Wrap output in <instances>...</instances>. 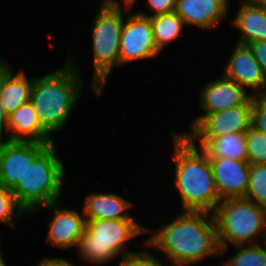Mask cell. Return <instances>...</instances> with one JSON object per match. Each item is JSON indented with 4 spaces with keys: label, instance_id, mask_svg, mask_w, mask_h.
Returning <instances> with one entry per match:
<instances>
[{
    "label": "cell",
    "instance_id": "cell-22",
    "mask_svg": "<svg viewBox=\"0 0 266 266\" xmlns=\"http://www.w3.org/2000/svg\"><path fill=\"white\" fill-rule=\"evenodd\" d=\"M236 254L219 266H266V248L261 243L236 245Z\"/></svg>",
    "mask_w": 266,
    "mask_h": 266
},
{
    "label": "cell",
    "instance_id": "cell-34",
    "mask_svg": "<svg viewBox=\"0 0 266 266\" xmlns=\"http://www.w3.org/2000/svg\"><path fill=\"white\" fill-rule=\"evenodd\" d=\"M259 96L266 102V87L264 88L263 92Z\"/></svg>",
    "mask_w": 266,
    "mask_h": 266
},
{
    "label": "cell",
    "instance_id": "cell-14",
    "mask_svg": "<svg viewBox=\"0 0 266 266\" xmlns=\"http://www.w3.org/2000/svg\"><path fill=\"white\" fill-rule=\"evenodd\" d=\"M222 74L259 96L266 87V77L248 45L237 43Z\"/></svg>",
    "mask_w": 266,
    "mask_h": 266
},
{
    "label": "cell",
    "instance_id": "cell-23",
    "mask_svg": "<svg viewBox=\"0 0 266 266\" xmlns=\"http://www.w3.org/2000/svg\"><path fill=\"white\" fill-rule=\"evenodd\" d=\"M245 199L266 209V164H250L249 182Z\"/></svg>",
    "mask_w": 266,
    "mask_h": 266
},
{
    "label": "cell",
    "instance_id": "cell-27",
    "mask_svg": "<svg viewBox=\"0 0 266 266\" xmlns=\"http://www.w3.org/2000/svg\"><path fill=\"white\" fill-rule=\"evenodd\" d=\"M119 261L118 266H164L161 259L159 260V258L154 256L148 249Z\"/></svg>",
    "mask_w": 266,
    "mask_h": 266
},
{
    "label": "cell",
    "instance_id": "cell-4",
    "mask_svg": "<svg viewBox=\"0 0 266 266\" xmlns=\"http://www.w3.org/2000/svg\"><path fill=\"white\" fill-rule=\"evenodd\" d=\"M56 152L55 143L48 145L28 165L23 178L12 189L16 201L28 215L61 199L66 169Z\"/></svg>",
    "mask_w": 266,
    "mask_h": 266
},
{
    "label": "cell",
    "instance_id": "cell-29",
    "mask_svg": "<svg viewBox=\"0 0 266 266\" xmlns=\"http://www.w3.org/2000/svg\"><path fill=\"white\" fill-rule=\"evenodd\" d=\"M266 77V41L257 40L247 44Z\"/></svg>",
    "mask_w": 266,
    "mask_h": 266
},
{
    "label": "cell",
    "instance_id": "cell-24",
    "mask_svg": "<svg viewBox=\"0 0 266 266\" xmlns=\"http://www.w3.org/2000/svg\"><path fill=\"white\" fill-rule=\"evenodd\" d=\"M24 214L26 217H29L26 211L16 201L12 190L0 186V222L15 228L16 224L12 219L15 218V221H19L20 217H25Z\"/></svg>",
    "mask_w": 266,
    "mask_h": 266
},
{
    "label": "cell",
    "instance_id": "cell-17",
    "mask_svg": "<svg viewBox=\"0 0 266 266\" xmlns=\"http://www.w3.org/2000/svg\"><path fill=\"white\" fill-rule=\"evenodd\" d=\"M32 85L33 78L22 70L14 74L13 67L0 58V98L7 115L30 101Z\"/></svg>",
    "mask_w": 266,
    "mask_h": 266
},
{
    "label": "cell",
    "instance_id": "cell-2",
    "mask_svg": "<svg viewBox=\"0 0 266 266\" xmlns=\"http://www.w3.org/2000/svg\"><path fill=\"white\" fill-rule=\"evenodd\" d=\"M174 185L182 209L213 212L221 202L208 155L186 136L173 133Z\"/></svg>",
    "mask_w": 266,
    "mask_h": 266
},
{
    "label": "cell",
    "instance_id": "cell-30",
    "mask_svg": "<svg viewBox=\"0 0 266 266\" xmlns=\"http://www.w3.org/2000/svg\"><path fill=\"white\" fill-rule=\"evenodd\" d=\"M33 266H74V265L61 257L59 258L45 257L41 260V262L38 263V265L36 264Z\"/></svg>",
    "mask_w": 266,
    "mask_h": 266
},
{
    "label": "cell",
    "instance_id": "cell-25",
    "mask_svg": "<svg viewBox=\"0 0 266 266\" xmlns=\"http://www.w3.org/2000/svg\"><path fill=\"white\" fill-rule=\"evenodd\" d=\"M249 164H266V134L252 126L245 132Z\"/></svg>",
    "mask_w": 266,
    "mask_h": 266
},
{
    "label": "cell",
    "instance_id": "cell-3",
    "mask_svg": "<svg viewBox=\"0 0 266 266\" xmlns=\"http://www.w3.org/2000/svg\"><path fill=\"white\" fill-rule=\"evenodd\" d=\"M68 58L60 69L33 78L30 102L42 126L51 135L66 125L84 88L78 65L71 55Z\"/></svg>",
    "mask_w": 266,
    "mask_h": 266
},
{
    "label": "cell",
    "instance_id": "cell-28",
    "mask_svg": "<svg viewBox=\"0 0 266 266\" xmlns=\"http://www.w3.org/2000/svg\"><path fill=\"white\" fill-rule=\"evenodd\" d=\"M150 9L153 10V14L149 15L143 10H139L137 12L140 15L146 16V17H153L160 14H167L175 12L176 8V0H147Z\"/></svg>",
    "mask_w": 266,
    "mask_h": 266
},
{
    "label": "cell",
    "instance_id": "cell-1",
    "mask_svg": "<svg viewBox=\"0 0 266 266\" xmlns=\"http://www.w3.org/2000/svg\"><path fill=\"white\" fill-rule=\"evenodd\" d=\"M146 244L164 252L162 260L169 259L171 266H189L220 256L214 217L207 211L182 210L149 236Z\"/></svg>",
    "mask_w": 266,
    "mask_h": 266
},
{
    "label": "cell",
    "instance_id": "cell-10",
    "mask_svg": "<svg viewBox=\"0 0 266 266\" xmlns=\"http://www.w3.org/2000/svg\"><path fill=\"white\" fill-rule=\"evenodd\" d=\"M199 93L201 101L199 106L204 113L191 122V129L207 114L239 105H252L253 93L248 94L236 81L223 74L203 86Z\"/></svg>",
    "mask_w": 266,
    "mask_h": 266
},
{
    "label": "cell",
    "instance_id": "cell-18",
    "mask_svg": "<svg viewBox=\"0 0 266 266\" xmlns=\"http://www.w3.org/2000/svg\"><path fill=\"white\" fill-rule=\"evenodd\" d=\"M232 23L240 31L239 44L266 41V5L261 0H242Z\"/></svg>",
    "mask_w": 266,
    "mask_h": 266
},
{
    "label": "cell",
    "instance_id": "cell-20",
    "mask_svg": "<svg viewBox=\"0 0 266 266\" xmlns=\"http://www.w3.org/2000/svg\"><path fill=\"white\" fill-rule=\"evenodd\" d=\"M194 145L199 140L201 149L208 157H224L248 161L245 132L225 134L219 137H187Z\"/></svg>",
    "mask_w": 266,
    "mask_h": 266
},
{
    "label": "cell",
    "instance_id": "cell-5",
    "mask_svg": "<svg viewBox=\"0 0 266 266\" xmlns=\"http://www.w3.org/2000/svg\"><path fill=\"white\" fill-rule=\"evenodd\" d=\"M150 230L136 220L86 221V229L77 247L79 255L93 265L114 260L120 253L121 259L137 255L140 252L128 250L126 244Z\"/></svg>",
    "mask_w": 266,
    "mask_h": 266
},
{
    "label": "cell",
    "instance_id": "cell-13",
    "mask_svg": "<svg viewBox=\"0 0 266 266\" xmlns=\"http://www.w3.org/2000/svg\"><path fill=\"white\" fill-rule=\"evenodd\" d=\"M209 161L220 200L245 198L250 173L248 161L224 157H209Z\"/></svg>",
    "mask_w": 266,
    "mask_h": 266
},
{
    "label": "cell",
    "instance_id": "cell-7",
    "mask_svg": "<svg viewBox=\"0 0 266 266\" xmlns=\"http://www.w3.org/2000/svg\"><path fill=\"white\" fill-rule=\"evenodd\" d=\"M123 8V9H122ZM124 8L101 2L92 28L93 77L90 84L96 96L103 92L105 84L113 71L120 66V38L124 23Z\"/></svg>",
    "mask_w": 266,
    "mask_h": 266
},
{
    "label": "cell",
    "instance_id": "cell-33",
    "mask_svg": "<svg viewBox=\"0 0 266 266\" xmlns=\"http://www.w3.org/2000/svg\"><path fill=\"white\" fill-rule=\"evenodd\" d=\"M6 263L4 262V258L2 257V251L0 249V266H6Z\"/></svg>",
    "mask_w": 266,
    "mask_h": 266
},
{
    "label": "cell",
    "instance_id": "cell-15",
    "mask_svg": "<svg viewBox=\"0 0 266 266\" xmlns=\"http://www.w3.org/2000/svg\"><path fill=\"white\" fill-rule=\"evenodd\" d=\"M229 0H176L175 12L184 24L211 29L227 16Z\"/></svg>",
    "mask_w": 266,
    "mask_h": 266
},
{
    "label": "cell",
    "instance_id": "cell-32",
    "mask_svg": "<svg viewBox=\"0 0 266 266\" xmlns=\"http://www.w3.org/2000/svg\"><path fill=\"white\" fill-rule=\"evenodd\" d=\"M106 4L113 5V6H127L133 8L135 3H137L136 0H103Z\"/></svg>",
    "mask_w": 266,
    "mask_h": 266
},
{
    "label": "cell",
    "instance_id": "cell-16",
    "mask_svg": "<svg viewBox=\"0 0 266 266\" xmlns=\"http://www.w3.org/2000/svg\"><path fill=\"white\" fill-rule=\"evenodd\" d=\"M13 134H11V132ZM7 132L5 137L10 141H34L38 143L53 144L51 135L41 124L32 103L28 101L17 110L8 115Z\"/></svg>",
    "mask_w": 266,
    "mask_h": 266
},
{
    "label": "cell",
    "instance_id": "cell-9",
    "mask_svg": "<svg viewBox=\"0 0 266 266\" xmlns=\"http://www.w3.org/2000/svg\"><path fill=\"white\" fill-rule=\"evenodd\" d=\"M50 144L34 141L0 143V186L12 190L23 178L28 165Z\"/></svg>",
    "mask_w": 266,
    "mask_h": 266
},
{
    "label": "cell",
    "instance_id": "cell-11",
    "mask_svg": "<svg viewBox=\"0 0 266 266\" xmlns=\"http://www.w3.org/2000/svg\"><path fill=\"white\" fill-rule=\"evenodd\" d=\"M252 105H239L205 115L192 129L179 133L186 137H219L246 132L251 127Z\"/></svg>",
    "mask_w": 266,
    "mask_h": 266
},
{
    "label": "cell",
    "instance_id": "cell-21",
    "mask_svg": "<svg viewBox=\"0 0 266 266\" xmlns=\"http://www.w3.org/2000/svg\"><path fill=\"white\" fill-rule=\"evenodd\" d=\"M149 18L153 25L156 47L161 53V50L170 42L179 38L185 25L184 21L176 12L160 14Z\"/></svg>",
    "mask_w": 266,
    "mask_h": 266
},
{
    "label": "cell",
    "instance_id": "cell-31",
    "mask_svg": "<svg viewBox=\"0 0 266 266\" xmlns=\"http://www.w3.org/2000/svg\"><path fill=\"white\" fill-rule=\"evenodd\" d=\"M8 115L5 113L3 104L0 98V141L6 140L4 137V130L7 132Z\"/></svg>",
    "mask_w": 266,
    "mask_h": 266
},
{
    "label": "cell",
    "instance_id": "cell-12",
    "mask_svg": "<svg viewBox=\"0 0 266 266\" xmlns=\"http://www.w3.org/2000/svg\"><path fill=\"white\" fill-rule=\"evenodd\" d=\"M60 201L39 207L38 209L48 208L54 210L53 218L49 223L47 242L59 248H69L77 246L86 229V218L84 213L80 215L78 211L67 209L59 203ZM60 207V208H59Z\"/></svg>",
    "mask_w": 266,
    "mask_h": 266
},
{
    "label": "cell",
    "instance_id": "cell-8",
    "mask_svg": "<svg viewBox=\"0 0 266 266\" xmlns=\"http://www.w3.org/2000/svg\"><path fill=\"white\" fill-rule=\"evenodd\" d=\"M149 17L133 13L124 19L120 38V65L159 55Z\"/></svg>",
    "mask_w": 266,
    "mask_h": 266
},
{
    "label": "cell",
    "instance_id": "cell-6",
    "mask_svg": "<svg viewBox=\"0 0 266 266\" xmlns=\"http://www.w3.org/2000/svg\"><path fill=\"white\" fill-rule=\"evenodd\" d=\"M216 224L220 256L228 245H247L266 242V209L245 198L222 200L212 212ZM260 233V234H259ZM254 238V240H253ZM258 240V241H257Z\"/></svg>",
    "mask_w": 266,
    "mask_h": 266
},
{
    "label": "cell",
    "instance_id": "cell-26",
    "mask_svg": "<svg viewBox=\"0 0 266 266\" xmlns=\"http://www.w3.org/2000/svg\"><path fill=\"white\" fill-rule=\"evenodd\" d=\"M251 126L266 134V102L260 96H252Z\"/></svg>",
    "mask_w": 266,
    "mask_h": 266
},
{
    "label": "cell",
    "instance_id": "cell-19",
    "mask_svg": "<svg viewBox=\"0 0 266 266\" xmlns=\"http://www.w3.org/2000/svg\"><path fill=\"white\" fill-rule=\"evenodd\" d=\"M132 203L115 193H90L83 202L86 221L134 220L126 210Z\"/></svg>",
    "mask_w": 266,
    "mask_h": 266
}]
</instances>
